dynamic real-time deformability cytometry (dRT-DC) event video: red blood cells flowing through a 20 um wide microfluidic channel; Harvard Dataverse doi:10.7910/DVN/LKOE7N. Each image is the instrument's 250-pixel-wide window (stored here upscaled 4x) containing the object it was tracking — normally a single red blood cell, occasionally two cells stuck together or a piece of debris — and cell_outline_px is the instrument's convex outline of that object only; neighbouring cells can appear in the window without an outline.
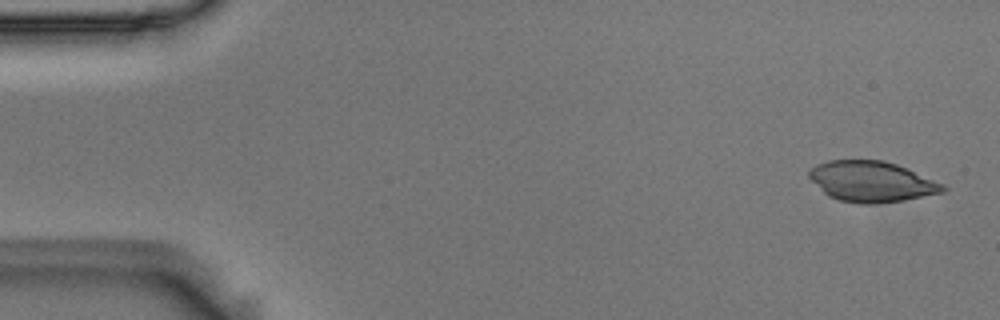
{"species": "Egyptian fruit bat (a non-hibernating species)", "species_latin": "Rousettus aegyptiacus", "temperature_condition": "room temperature", "stored_images_in_passage": 3, "camera_frame_rate_fps": 3000, "um_per_image_px": 0.085, "animal": {"sex": "male"}, "frame": {"image": 1, "passage_image": 1, "time_ms": 0.0, "image_size_px": [1000, 320], "cell_outline_px": [[948, 188], [944, 192], [904, 200], [872, 204], [860, 204], [840, 200], [828, 196], [808, 176], [808, 172], [816, 164], [828, 160], [884, 160], [896, 164], [944, 184]], "centroid_in_image_um": [74.09, 15.43], "position_along_channel_um": 10.9, "area_um2": 31.5}}